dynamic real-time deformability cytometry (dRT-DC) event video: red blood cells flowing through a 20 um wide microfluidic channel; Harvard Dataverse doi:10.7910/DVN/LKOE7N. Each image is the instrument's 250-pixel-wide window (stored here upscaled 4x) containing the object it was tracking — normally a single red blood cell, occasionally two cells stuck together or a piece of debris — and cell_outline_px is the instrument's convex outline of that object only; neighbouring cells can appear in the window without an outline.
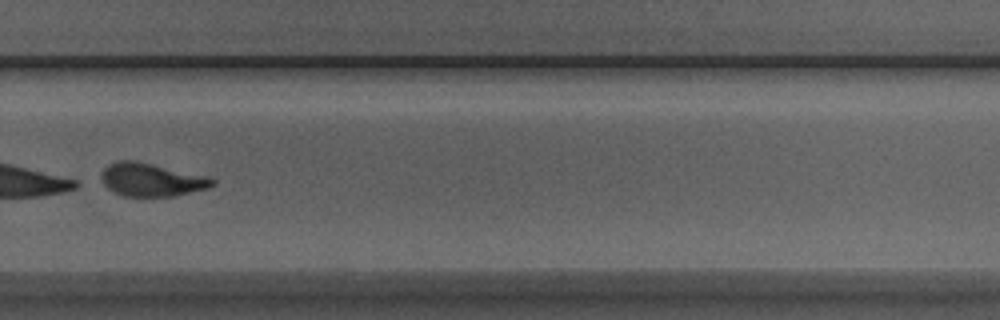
{"species": "Egyptian fruit bat (a non-hibernating species)", "species_latin": "Rousettus aegyptiacus", "temperature_condition": "room temperature", "stored_images_in_passage": 50, "camera_frame_rate_fps": 3000, "um_per_image_px": 0.085, "animal": {"sex": "male"}, "frame": {"image": 1, "passage_image": 34, "time_ms": 11.0, "image_size_px": [1000, 320], "cell_outline_px": [[216, 184], [208, 188], [172, 196], [124, 196], [112, 192], [104, 184], [104, 168], [108, 164], [116, 160], [136, 160], [216, 180]], "centroid_in_image_um": [12.82, 15.28], "position_along_channel_um": 317.0, "area_um2": 20.81}}